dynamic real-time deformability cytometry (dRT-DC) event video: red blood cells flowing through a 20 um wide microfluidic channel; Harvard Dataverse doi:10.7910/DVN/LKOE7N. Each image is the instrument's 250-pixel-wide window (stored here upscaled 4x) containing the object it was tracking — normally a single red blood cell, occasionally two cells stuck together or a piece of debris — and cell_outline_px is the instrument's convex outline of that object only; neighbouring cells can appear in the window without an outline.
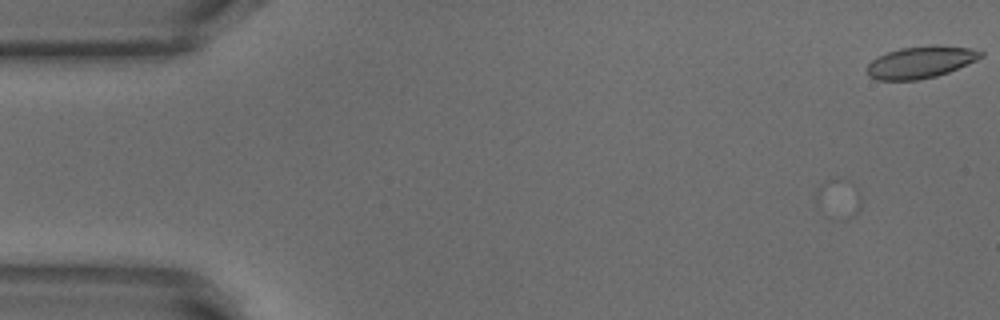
{"species": "common noctule bat (a hibernating species)", "species_latin": "Nyctalus noctula", "temperature_condition": "warm", "stored_images_in_passage": 53, "camera_frame_rate_fps": 3000, "um_per_image_px": 0.085, "animal": {"sex": "male", "body_mass_g": 18.8}, "frame": {"image": 1, "passage_image": 1, "time_ms": 0.0, "image_size_px": [1000, 320], "cell_outline_px": [[976, 56], [972, 60], [956, 68], [932, 76], [908, 80], [888, 80], [872, 76], [868, 72], [868, 68], [876, 60], [892, 52], [908, 48], [964, 48], [972, 52]], "centroid_in_image_um": [78.12, 5.35], "position_along_channel_um": 6.9, "area_um2": 17.98}}
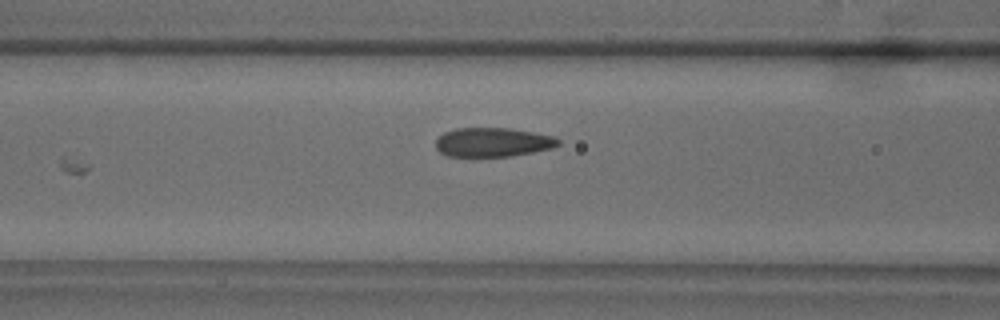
{"frame": {"image": 2, "passage_image": 21, "time_ms": 6.667, "image_size_px": [1000, 320], "cell_outline_px": [[556, 144], [544, 148], [524, 152], [500, 156], [456, 156], [444, 152], [436, 144], [440, 136], [448, 132], [464, 128], [488, 128], [524, 132], [544, 136], [556, 140]], "centroid_in_image_um": [41.72, 12.09], "position_along_channel_um": 124.9, "area_um2": 18.38}}
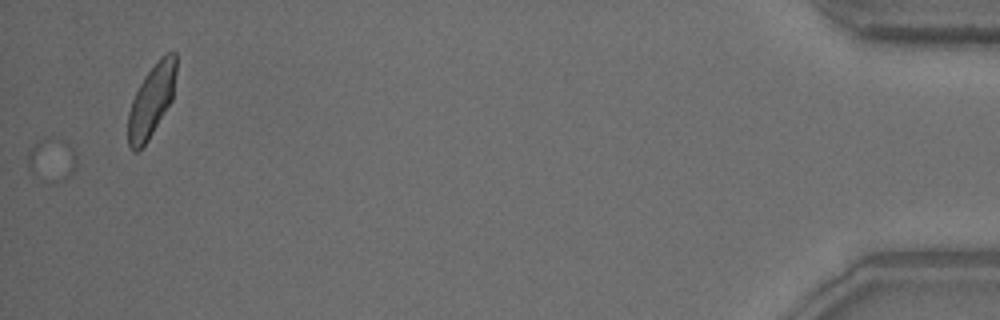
{"frame": {"image": 3, "passage_image": 51, "time_ms": 16.667, "image_size_px": [1000, 320], "cell_outline_px": [[176, 68], [172, 96], [168, 104], [144, 144], [140, 148], [132, 148], [128, 140], [128, 116], [132, 104], [144, 80], [152, 68], [164, 56], [176, 56]], "centroid_in_image_um": [12.86, 8.59], "position_along_channel_um": 422.3, "area_um2": 18.03}, "authors_computed_cell_mechanics": {"area_um2": 17.8602, "velocity_mm_per_s": 3.8133, "shape_relaxation_time_tau1_ms": 8.872, "shape_relaxation_time_tau2_ms": 1.1806, "deformation_change_tau1": 0.2254, "deformation_change_tau2": 0.076}}